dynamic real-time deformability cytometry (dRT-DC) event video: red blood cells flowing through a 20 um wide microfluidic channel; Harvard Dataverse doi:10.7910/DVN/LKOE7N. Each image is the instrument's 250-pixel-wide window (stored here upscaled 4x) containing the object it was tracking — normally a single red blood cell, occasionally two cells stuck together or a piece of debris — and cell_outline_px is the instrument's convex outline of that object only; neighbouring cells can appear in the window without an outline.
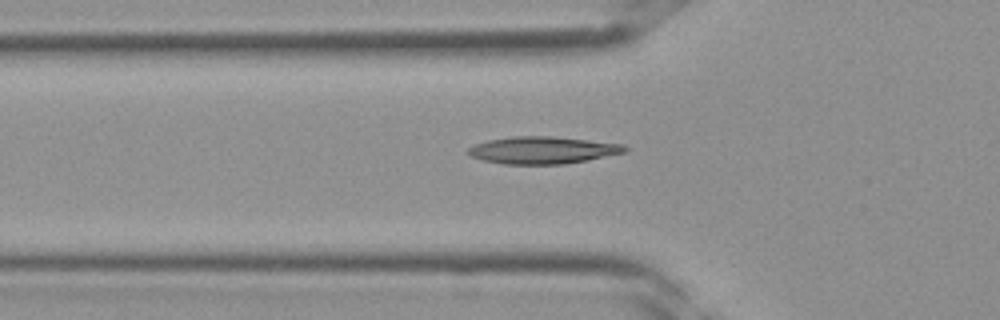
{"species": "Egyptian fruit bat (a non-hibernating species)", "species_latin": "Rousettus aegyptiacus", "temperature_condition": "room temperature", "stored_images_in_passage": 36, "camera_frame_rate_fps": 3000, "um_per_image_px": 0.085, "frame": {"image": 1, "passage_image": 12, "time_ms": 3.667, "image_size_px": [1000, 320], "cell_outline_px": [[628, 152], [588, 160], [564, 164], [504, 164], [484, 160], [472, 156], [468, 152], [468, 148], [476, 144], [488, 140], [512, 136], [552, 136], [624, 144], [628, 148]], "centroid_in_image_um": [46.18, 12.76], "position_along_channel_um": 79.6, "area_um2": 24.8}}
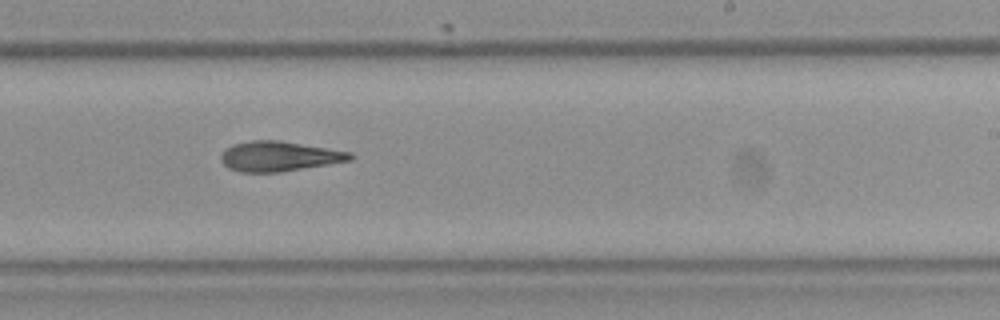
{"frame": {"image": 2, "passage_image": 22, "time_ms": 7.0, "image_size_px": [1000, 320], "cell_outline_px": [[356, 156], [352, 160], [280, 172], [240, 172], [228, 168], [220, 160], [220, 156], [232, 144], [252, 140], [280, 140], [352, 152]], "centroid_in_image_um": [23.75, 13.28], "position_along_channel_um": 265.3, "area_um2": 22.6}}
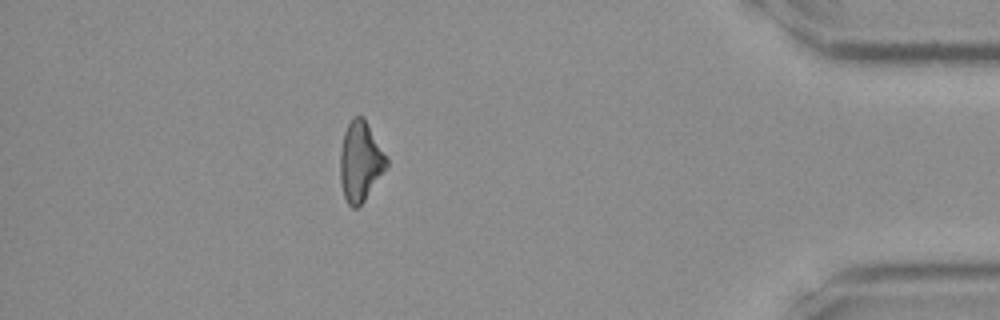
{"frame": {"image": 3, "passage_image": 32, "time_ms": 10.333, "image_size_px": [1000, 320], "cell_outline_px": [[388, 168], [364, 200], [356, 208], [352, 208], [348, 204], [344, 196], [340, 180], [340, 152], [344, 132], [352, 116], [364, 116], [388, 156]], "centroid_in_image_um": [30.66, 13.69], "position_along_channel_um": 404.5, "area_um2": 21.96}}